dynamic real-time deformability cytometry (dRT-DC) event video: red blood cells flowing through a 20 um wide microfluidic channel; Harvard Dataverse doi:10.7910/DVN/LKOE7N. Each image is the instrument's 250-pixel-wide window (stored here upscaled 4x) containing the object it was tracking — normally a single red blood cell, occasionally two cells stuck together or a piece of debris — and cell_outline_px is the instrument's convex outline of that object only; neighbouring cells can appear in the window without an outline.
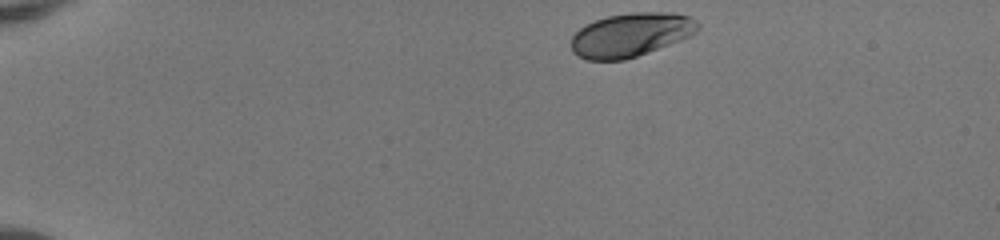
{"species": "human", "species_latin": "Homo sapiens", "temperature_condition": "room temperature", "stored_images_in_passage": 9, "camera_frame_rate_fps": 3000, "um_per_image_px": 0.085, "donor": {"sex": "female"}, "frame": {"image": 1, "passage_image": 1, "time_ms": 0.0, "image_size_px": [1000, 240], "cell_outline_px": [[700, 28], [696, 32], [680, 40], [648, 52], [624, 60], [588, 60], [572, 52], [572, 36], [584, 24], [608, 16], [632, 12], [672, 12], [688, 16], [696, 20], [700, 24]], "centroid_in_image_um": [53.63, 2.95], "position_along_channel_um": 31.4, "area_um2": 32.19}}